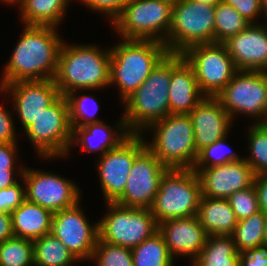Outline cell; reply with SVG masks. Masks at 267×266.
Listing matches in <instances>:
<instances>
[{
	"label": "cell",
	"mask_w": 267,
	"mask_h": 266,
	"mask_svg": "<svg viewBox=\"0 0 267 266\" xmlns=\"http://www.w3.org/2000/svg\"><path fill=\"white\" fill-rule=\"evenodd\" d=\"M12 118L11 112L0 104V143H16L17 135Z\"/></svg>",
	"instance_id": "obj_42"
},
{
	"label": "cell",
	"mask_w": 267,
	"mask_h": 266,
	"mask_svg": "<svg viewBox=\"0 0 267 266\" xmlns=\"http://www.w3.org/2000/svg\"><path fill=\"white\" fill-rule=\"evenodd\" d=\"M23 0H2V2H5V3H7V4H21V2H22Z\"/></svg>",
	"instance_id": "obj_49"
},
{
	"label": "cell",
	"mask_w": 267,
	"mask_h": 266,
	"mask_svg": "<svg viewBox=\"0 0 267 266\" xmlns=\"http://www.w3.org/2000/svg\"><path fill=\"white\" fill-rule=\"evenodd\" d=\"M65 97L69 108V120L71 128L83 127L87 124L97 123L102 121L100 119L95 118L96 116L95 113L99 108L95 96L83 94L79 97L77 96L75 91H72L66 94ZM88 102H91L89 105L90 107L93 105L92 109L88 108L89 104Z\"/></svg>",
	"instance_id": "obj_34"
},
{
	"label": "cell",
	"mask_w": 267,
	"mask_h": 266,
	"mask_svg": "<svg viewBox=\"0 0 267 266\" xmlns=\"http://www.w3.org/2000/svg\"><path fill=\"white\" fill-rule=\"evenodd\" d=\"M26 189L17 182L16 184L0 189V212L11 213L26 200Z\"/></svg>",
	"instance_id": "obj_38"
},
{
	"label": "cell",
	"mask_w": 267,
	"mask_h": 266,
	"mask_svg": "<svg viewBox=\"0 0 267 266\" xmlns=\"http://www.w3.org/2000/svg\"><path fill=\"white\" fill-rule=\"evenodd\" d=\"M227 199L238 221L248 218L252 214L260 211L254 185L234 192Z\"/></svg>",
	"instance_id": "obj_37"
},
{
	"label": "cell",
	"mask_w": 267,
	"mask_h": 266,
	"mask_svg": "<svg viewBox=\"0 0 267 266\" xmlns=\"http://www.w3.org/2000/svg\"><path fill=\"white\" fill-rule=\"evenodd\" d=\"M181 55L192 67L205 96L216 97L238 71L224 43L193 45Z\"/></svg>",
	"instance_id": "obj_10"
},
{
	"label": "cell",
	"mask_w": 267,
	"mask_h": 266,
	"mask_svg": "<svg viewBox=\"0 0 267 266\" xmlns=\"http://www.w3.org/2000/svg\"><path fill=\"white\" fill-rule=\"evenodd\" d=\"M129 0H81L84 5L104 13L107 17L110 18V21H113L122 13L124 6Z\"/></svg>",
	"instance_id": "obj_39"
},
{
	"label": "cell",
	"mask_w": 267,
	"mask_h": 266,
	"mask_svg": "<svg viewBox=\"0 0 267 266\" xmlns=\"http://www.w3.org/2000/svg\"><path fill=\"white\" fill-rule=\"evenodd\" d=\"M15 169H0V189L8 188L17 183L14 178Z\"/></svg>",
	"instance_id": "obj_46"
},
{
	"label": "cell",
	"mask_w": 267,
	"mask_h": 266,
	"mask_svg": "<svg viewBox=\"0 0 267 266\" xmlns=\"http://www.w3.org/2000/svg\"><path fill=\"white\" fill-rule=\"evenodd\" d=\"M193 1L200 2V3H205V4H209V5L215 6L217 3H219V2L222 1V0H193Z\"/></svg>",
	"instance_id": "obj_47"
},
{
	"label": "cell",
	"mask_w": 267,
	"mask_h": 266,
	"mask_svg": "<svg viewBox=\"0 0 267 266\" xmlns=\"http://www.w3.org/2000/svg\"><path fill=\"white\" fill-rule=\"evenodd\" d=\"M155 131L146 147L168 168L192 169L198 156L189 114H169L151 124ZM148 143V144H147Z\"/></svg>",
	"instance_id": "obj_5"
},
{
	"label": "cell",
	"mask_w": 267,
	"mask_h": 266,
	"mask_svg": "<svg viewBox=\"0 0 267 266\" xmlns=\"http://www.w3.org/2000/svg\"><path fill=\"white\" fill-rule=\"evenodd\" d=\"M56 26L25 25L6 64L0 87L17 81L53 80L63 39Z\"/></svg>",
	"instance_id": "obj_1"
},
{
	"label": "cell",
	"mask_w": 267,
	"mask_h": 266,
	"mask_svg": "<svg viewBox=\"0 0 267 266\" xmlns=\"http://www.w3.org/2000/svg\"><path fill=\"white\" fill-rule=\"evenodd\" d=\"M253 185L258 197L259 210L267 214V174L255 176Z\"/></svg>",
	"instance_id": "obj_44"
},
{
	"label": "cell",
	"mask_w": 267,
	"mask_h": 266,
	"mask_svg": "<svg viewBox=\"0 0 267 266\" xmlns=\"http://www.w3.org/2000/svg\"><path fill=\"white\" fill-rule=\"evenodd\" d=\"M116 126V128H112L110 125H106V123L101 121L87 124L83 127H74L72 128L70 148L72 147L73 143L76 142L79 147L85 151L88 150L90 153L94 151H101V157L107 151L115 149L130 134L127 131L123 117ZM117 128L118 130H115ZM113 133H115V135ZM76 137H79V139Z\"/></svg>",
	"instance_id": "obj_23"
},
{
	"label": "cell",
	"mask_w": 267,
	"mask_h": 266,
	"mask_svg": "<svg viewBox=\"0 0 267 266\" xmlns=\"http://www.w3.org/2000/svg\"><path fill=\"white\" fill-rule=\"evenodd\" d=\"M15 237L36 240L51 233L53 212L27 199L11 212Z\"/></svg>",
	"instance_id": "obj_24"
},
{
	"label": "cell",
	"mask_w": 267,
	"mask_h": 266,
	"mask_svg": "<svg viewBox=\"0 0 267 266\" xmlns=\"http://www.w3.org/2000/svg\"><path fill=\"white\" fill-rule=\"evenodd\" d=\"M11 93L14 109L25 130L61 93L54 80L17 81L0 87V91ZM9 91V92H8Z\"/></svg>",
	"instance_id": "obj_17"
},
{
	"label": "cell",
	"mask_w": 267,
	"mask_h": 266,
	"mask_svg": "<svg viewBox=\"0 0 267 266\" xmlns=\"http://www.w3.org/2000/svg\"><path fill=\"white\" fill-rule=\"evenodd\" d=\"M133 266H173L163 236L157 231L140 245L131 249Z\"/></svg>",
	"instance_id": "obj_29"
},
{
	"label": "cell",
	"mask_w": 267,
	"mask_h": 266,
	"mask_svg": "<svg viewBox=\"0 0 267 266\" xmlns=\"http://www.w3.org/2000/svg\"><path fill=\"white\" fill-rule=\"evenodd\" d=\"M106 50L87 44L66 46L63 42L53 79L61 95L109 86L111 51Z\"/></svg>",
	"instance_id": "obj_2"
},
{
	"label": "cell",
	"mask_w": 267,
	"mask_h": 266,
	"mask_svg": "<svg viewBox=\"0 0 267 266\" xmlns=\"http://www.w3.org/2000/svg\"><path fill=\"white\" fill-rule=\"evenodd\" d=\"M169 168L145 147L134 159L123 194L115 203L132 208H147L153 204L160 180Z\"/></svg>",
	"instance_id": "obj_13"
},
{
	"label": "cell",
	"mask_w": 267,
	"mask_h": 266,
	"mask_svg": "<svg viewBox=\"0 0 267 266\" xmlns=\"http://www.w3.org/2000/svg\"><path fill=\"white\" fill-rule=\"evenodd\" d=\"M173 4L174 0H129L112 25L121 39L155 40L166 46Z\"/></svg>",
	"instance_id": "obj_7"
},
{
	"label": "cell",
	"mask_w": 267,
	"mask_h": 266,
	"mask_svg": "<svg viewBox=\"0 0 267 266\" xmlns=\"http://www.w3.org/2000/svg\"><path fill=\"white\" fill-rule=\"evenodd\" d=\"M192 266H239V252L231 235L208 236Z\"/></svg>",
	"instance_id": "obj_26"
},
{
	"label": "cell",
	"mask_w": 267,
	"mask_h": 266,
	"mask_svg": "<svg viewBox=\"0 0 267 266\" xmlns=\"http://www.w3.org/2000/svg\"><path fill=\"white\" fill-rule=\"evenodd\" d=\"M201 197L200 179L195 171L169 168L160 180L150 211L158 224L197 216Z\"/></svg>",
	"instance_id": "obj_6"
},
{
	"label": "cell",
	"mask_w": 267,
	"mask_h": 266,
	"mask_svg": "<svg viewBox=\"0 0 267 266\" xmlns=\"http://www.w3.org/2000/svg\"><path fill=\"white\" fill-rule=\"evenodd\" d=\"M109 212L98 221L99 238L113 245L133 249L158 231V223L147 208L107 202Z\"/></svg>",
	"instance_id": "obj_9"
},
{
	"label": "cell",
	"mask_w": 267,
	"mask_h": 266,
	"mask_svg": "<svg viewBox=\"0 0 267 266\" xmlns=\"http://www.w3.org/2000/svg\"><path fill=\"white\" fill-rule=\"evenodd\" d=\"M158 232L163 236L172 258L177 255L189 256L192 261L204 248L208 238L197 216L161 222Z\"/></svg>",
	"instance_id": "obj_21"
},
{
	"label": "cell",
	"mask_w": 267,
	"mask_h": 266,
	"mask_svg": "<svg viewBox=\"0 0 267 266\" xmlns=\"http://www.w3.org/2000/svg\"><path fill=\"white\" fill-rule=\"evenodd\" d=\"M34 266L33 241L12 237L0 242V266Z\"/></svg>",
	"instance_id": "obj_32"
},
{
	"label": "cell",
	"mask_w": 267,
	"mask_h": 266,
	"mask_svg": "<svg viewBox=\"0 0 267 266\" xmlns=\"http://www.w3.org/2000/svg\"><path fill=\"white\" fill-rule=\"evenodd\" d=\"M34 266H74L78 259L53 233L33 240Z\"/></svg>",
	"instance_id": "obj_28"
},
{
	"label": "cell",
	"mask_w": 267,
	"mask_h": 266,
	"mask_svg": "<svg viewBox=\"0 0 267 266\" xmlns=\"http://www.w3.org/2000/svg\"><path fill=\"white\" fill-rule=\"evenodd\" d=\"M263 244L267 245V217L265 221V227H264V238H263Z\"/></svg>",
	"instance_id": "obj_48"
},
{
	"label": "cell",
	"mask_w": 267,
	"mask_h": 266,
	"mask_svg": "<svg viewBox=\"0 0 267 266\" xmlns=\"http://www.w3.org/2000/svg\"><path fill=\"white\" fill-rule=\"evenodd\" d=\"M215 6L193 0H174L166 38L169 53L182 54L197 44L214 43Z\"/></svg>",
	"instance_id": "obj_8"
},
{
	"label": "cell",
	"mask_w": 267,
	"mask_h": 266,
	"mask_svg": "<svg viewBox=\"0 0 267 266\" xmlns=\"http://www.w3.org/2000/svg\"><path fill=\"white\" fill-rule=\"evenodd\" d=\"M250 23L225 1L215 5L214 42L224 43Z\"/></svg>",
	"instance_id": "obj_31"
},
{
	"label": "cell",
	"mask_w": 267,
	"mask_h": 266,
	"mask_svg": "<svg viewBox=\"0 0 267 266\" xmlns=\"http://www.w3.org/2000/svg\"><path fill=\"white\" fill-rule=\"evenodd\" d=\"M216 97L232 120L236 113H244L263 123L267 116V72L238 70Z\"/></svg>",
	"instance_id": "obj_12"
},
{
	"label": "cell",
	"mask_w": 267,
	"mask_h": 266,
	"mask_svg": "<svg viewBox=\"0 0 267 266\" xmlns=\"http://www.w3.org/2000/svg\"><path fill=\"white\" fill-rule=\"evenodd\" d=\"M197 217L208 236L232 235L238 219L228 199L202 196Z\"/></svg>",
	"instance_id": "obj_25"
},
{
	"label": "cell",
	"mask_w": 267,
	"mask_h": 266,
	"mask_svg": "<svg viewBox=\"0 0 267 266\" xmlns=\"http://www.w3.org/2000/svg\"><path fill=\"white\" fill-rule=\"evenodd\" d=\"M171 53L152 70L147 79L123 102V118L130 134H142L148 127L170 114L169 86Z\"/></svg>",
	"instance_id": "obj_3"
},
{
	"label": "cell",
	"mask_w": 267,
	"mask_h": 266,
	"mask_svg": "<svg viewBox=\"0 0 267 266\" xmlns=\"http://www.w3.org/2000/svg\"><path fill=\"white\" fill-rule=\"evenodd\" d=\"M170 114H189L205 97L192 67L181 54L171 53Z\"/></svg>",
	"instance_id": "obj_22"
},
{
	"label": "cell",
	"mask_w": 267,
	"mask_h": 266,
	"mask_svg": "<svg viewBox=\"0 0 267 266\" xmlns=\"http://www.w3.org/2000/svg\"><path fill=\"white\" fill-rule=\"evenodd\" d=\"M70 0H23L20 4L25 25L58 26Z\"/></svg>",
	"instance_id": "obj_27"
},
{
	"label": "cell",
	"mask_w": 267,
	"mask_h": 266,
	"mask_svg": "<svg viewBox=\"0 0 267 266\" xmlns=\"http://www.w3.org/2000/svg\"><path fill=\"white\" fill-rule=\"evenodd\" d=\"M226 138L227 136L218 139L211 145L201 149L198 152L197 160L192 169L211 168L243 160L244 158L239 157L235 152L226 151V148H229V146L225 144Z\"/></svg>",
	"instance_id": "obj_35"
},
{
	"label": "cell",
	"mask_w": 267,
	"mask_h": 266,
	"mask_svg": "<svg viewBox=\"0 0 267 266\" xmlns=\"http://www.w3.org/2000/svg\"><path fill=\"white\" fill-rule=\"evenodd\" d=\"M231 5L249 23H254L256 16L264 12L261 0H223ZM261 13V14H260Z\"/></svg>",
	"instance_id": "obj_40"
},
{
	"label": "cell",
	"mask_w": 267,
	"mask_h": 266,
	"mask_svg": "<svg viewBox=\"0 0 267 266\" xmlns=\"http://www.w3.org/2000/svg\"><path fill=\"white\" fill-rule=\"evenodd\" d=\"M94 259L96 266H133L130 248L106 243L99 237L91 260Z\"/></svg>",
	"instance_id": "obj_36"
},
{
	"label": "cell",
	"mask_w": 267,
	"mask_h": 266,
	"mask_svg": "<svg viewBox=\"0 0 267 266\" xmlns=\"http://www.w3.org/2000/svg\"><path fill=\"white\" fill-rule=\"evenodd\" d=\"M14 237L11 213L0 212V242Z\"/></svg>",
	"instance_id": "obj_45"
},
{
	"label": "cell",
	"mask_w": 267,
	"mask_h": 266,
	"mask_svg": "<svg viewBox=\"0 0 267 266\" xmlns=\"http://www.w3.org/2000/svg\"><path fill=\"white\" fill-rule=\"evenodd\" d=\"M258 24L250 23L224 42L237 70L267 72V28Z\"/></svg>",
	"instance_id": "obj_19"
},
{
	"label": "cell",
	"mask_w": 267,
	"mask_h": 266,
	"mask_svg": "<svg viewBox=\"0 0 267 266\" xmlns=\"http://www.w3.org/2000/svg\"><path fill=\"white\" fill-rule=\"evenodd\" d=\"M110 48V83L117 84L124 102L169 53L165 44L155 40L122 39Z\"/></svg>",
	"instance_id": "obj_4"
},
{
	"label": "cell",
	"mask_w": 267,
	"mask_h": 266,
	"mask_svg": "<svg viewBox=\"0 0 267 266\" xmlns=\"http://www.w3.org/2000/svg\"><path fill=\"white\" fill-rule=\"evenodd\" d=\"M267 19V5L264 6V13H263ZM267 21V20H266ZM267 23V22H266ZM265 27L267 28V26L265 25Z\"/></svg>",
	"instance_id": "obj_50"
},
{
	"label": "cell",
	"mask_w": 267,
	"mask_h": 266,
	"mask_svg": "<svg viewBox=\"0 0 267 266\" xmlns=\"http://www.w3.org/2000/svg\"><path fill=\"white\" fill-rule=\"evenodd\" d=\"M266 217L267 214L258 211L250 217L238 221L231 235L238 252H245L248 249L263 245Z\"/></svg>",
	"instance_id": "obj_30"
},
{
	"label": "cell",
	"mask_w": 267,
	"mask_h": 266,
	"mask_svg": "<svg viewBox=\"0 0 267 266\" xmlns=\"http://www.w3.org/2000/svg\"><path fill=\"white\" fill-rule=\"evenodd\" d=\"M200 179L202 196L227 199L234 192L253 185L255 174L251 166L241 161L211 168L192 169Z\"/></svg>",
	"instance_id": "obj_18"
},
{
	"label": "cell",
	"mask_w": 267,
	"mask_h": 266,
	"mask_svg": "<svg viewBox=\"0 0 267 266\" xmlns=\"http://www.w3.org/2000/svg\"><path fill=\"white\" fill-rule=\"evenodd\" d=\"M261 2H262V5L263 6H266L267 5V0H261Z\"/></svg>",
	"instance_id": "obj_51"
},
{
	"label": "cell",
	"mask_w": 267,
	"mask_h": 266,
	"mask_svg": "<svg viewBox=\"0 0 267 266\" xmlns=\"http://www.w3.org/2000/svg\"><path fill=\"white\" fill-rule=\"evenodd\" d=\"M17 143H0V169H16Z\"/></svg>",
	"instance_id": "obj_43"
},
{
	"label": "cell",
	"mask_w": 267,
	"mask_h": 266,
	"mask_svg": "<svg viewBox=\"0 0 267 266\" xmlns=\"http://www.w3.org/2000/svg\"><path fill=\"white\" fill-rule=\"evenodd\" d=\"M19 171L24 180L26 199L53 213L74 206L80 200L78 186L61 175L28 168Z\"/></svg>",
	"instance_id": "obj_14"
},
{
	"label": "cell",
	"mask_w": 267,
	"mask_h": 266,
	"mask_svg": "<svg viewBox=\"0 0 267 266\" xmlns=\"http://www.w3.org/2000/svg\"><path fill=\"white\" fill-rule=\"evenodd\" d=\"M249 129L250 157L244 160L251 166L255 176L267 174V125L253 123Z\"/></svg>",
	"instance_id": "obj_33"
},
{
	"label": "cell",
	"mask_w": 267,
	"mask_h": 266,
	"mask_svg": "<svg viewBox=\"0 0 267 266\" xmlns=\"http://www.w3.org/2000/svg\"><path fill=\"white\" fill-rule=\"evenodd\" d=\"M145 147L142 134H129L99 158L97 168L106 203L115 202L123 194L134 159Z\"/></svg>",
	"instance_id": "obj_15"
},
{
	"label": "cell",
	"mask_w": 267,
	"mask_h": 266,
	"mask_svg": "<svg viewBox=\"0 0 267 266\" xmlns=\"http://www.w3.org/2000/svg\"><path fill=\"white\" fill-rule=\"evenodd\" d=\"M77 202L74 206L53 213L52 231L70 252L80 261L92 258L96 247L98 222L89 224L82 208Z\"/></svg>",
	"instance_id": "obj_16"
},
{
	"label": "cell",
	"mask_w": 267,
	"mask_h": 266,
	"mask_svg": "<svg viewBox=\"0 0 267 266\" xmlns=\"http://www.w3.org/2000/svg\"><path fill=\"white\" fill-rule=\"evenodd\" d=\"M24 131L43 158L68 155L72 128L66 97L61 95L52 105L43 109L38 118Z\"/></svg>",
	"instance_id": "obj_11"
},
{
	"label": "cell",
	"mask_w": 267,
	"mask_h": 266,
	"mask_svg": "<svg viewBox=\"0 0 267 266\" xmlns=\"http://www.w3.org/2000/svg\"><path fill=\"white\" fill-rule=\"evenodd\" d=\"M197 152L227 136L232 119L217 97L205 96L189 113Z\"/></svg>",
	"instance_id": "obj_20"
},
{
	"label": "cell",
	"mask_w": 267,
	"mask_h": 266,
	"mask_svg": "<svg viewBox=\"0 0 267 266\" xmlns=\"http://www.w3.org/2000/svg\"><path fill=\"white\" fill-rule=\"evenodd\" d=\"M263 124L267 125V116H266V118H265Z\"/></svg>",
	"instance_id": "obj_52"
},
{
	"label": "cell",
	"mask_w": 267,
	"mask_h": 266,
	"mask_svg": "<svg viewBox=\"0 0 267 266\" xmlns=\"http://www.w3.org/2000/svg\"><path fill=\"white\" fill-rule=\"evenodd\" d=\"M239 266H267V245L239 252Z\"/></svg>",
	"instance_id": "obj_41"
}]
</instances>
